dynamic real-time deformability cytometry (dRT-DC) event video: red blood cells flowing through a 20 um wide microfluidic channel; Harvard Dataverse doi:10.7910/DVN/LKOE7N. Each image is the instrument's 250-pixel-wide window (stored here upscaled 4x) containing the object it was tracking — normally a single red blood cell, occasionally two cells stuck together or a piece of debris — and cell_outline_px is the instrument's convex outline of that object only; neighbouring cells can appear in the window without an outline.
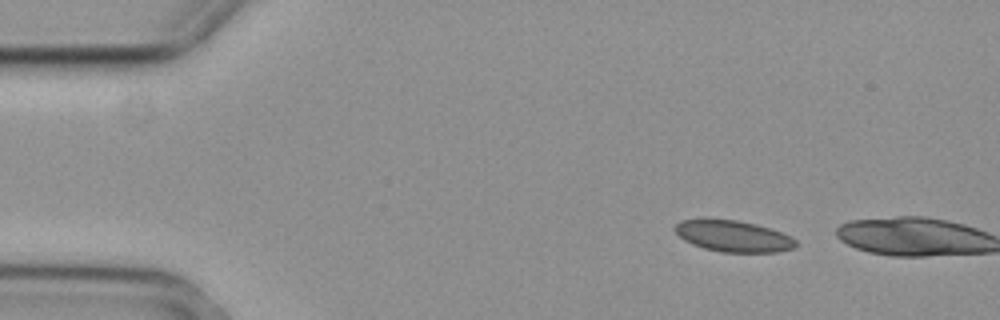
{"species": "common noctule bat (a hibernating species)", "species_latin": "Nyctalus noctula", "temperature_condition": "cold", "stored_images_in_passage": 2, "camera_frame_rate_fps": 3000, "um_per_image_px": 0.085, "animal": {"sex": "female", "body_mass_g": 29.2, "forearm_length_mm": 56.3}, "frame": {"image": 1, "passage_image": 1, "time_ms": 0.0, "image_size_px": [1000, 320], "cell_outline_px": [[796, 248], [776, 252], [720, 252], [704, 248], [692, 244], [684, 240], [672, 228], [680, 220], [704, 216], [708, 216], [736, 220], [756, 224], [792, 236], [796, 240]], "centroid_in_image_um": [62.26, 20.03], "position_along_channel_um": 22.7, "area_um2": 22.72}}